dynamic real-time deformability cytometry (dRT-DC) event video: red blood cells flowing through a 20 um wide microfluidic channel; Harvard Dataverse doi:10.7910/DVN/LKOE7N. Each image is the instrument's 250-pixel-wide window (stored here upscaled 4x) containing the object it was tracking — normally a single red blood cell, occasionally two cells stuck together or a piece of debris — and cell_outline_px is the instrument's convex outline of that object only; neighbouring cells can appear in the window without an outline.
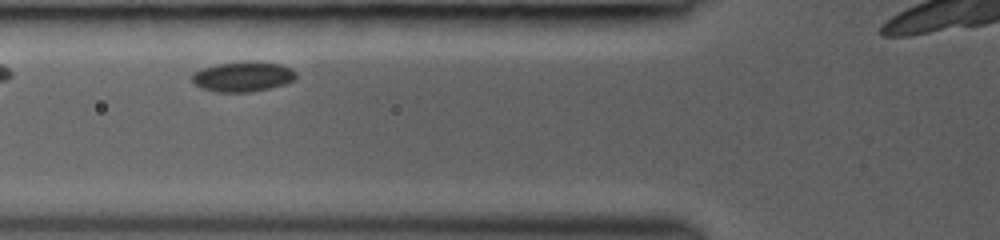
{"species": "common noctule bat (a hibernating species)", "species_latin": "Nyctalus noctula", "temperature_condition": "room temperature", "stored_images_in_passage": 6, "segment_of_instrument_passage": [1, 2], "camera_frame_rate_fps": 3000, "um_per_image_px": 0.085, "animal": {"sex": "female", "body_mass_g": 19.0, "forearm_length_mm": 53.3}, "frame": {"image": 1, "passage_image": 3, "time_ms": 0.667, "image_size_px": [1000, 240], "cell_outline_px": [[296, 80], [284, 84], [252, 92], [216, 92], [204, 88], [196, 84], [192, 80], [192, 72], [216, 64], [248, 60], [252, 60], [280, 64], [292, 68], [296, 72]], "centroid_in_image_um": [20.68, 6.49], "position_along_channel_um": 105.1, "area_um2": 18.38}}
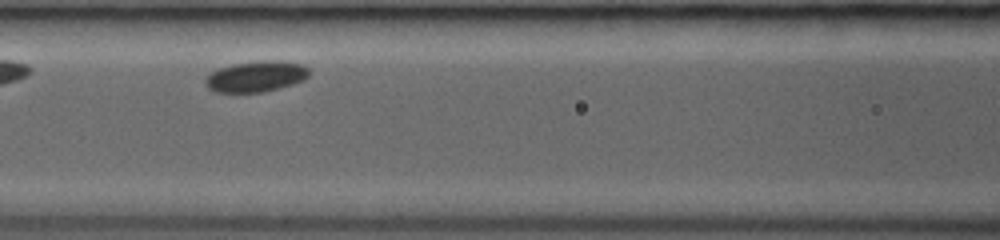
{"frame": {"image": 2, "passage_image": 4, "time_ms": 1.0, "image_size_px": [1000, 240], "cell_outline_px": [[308, 76], [304, 80], [280, 88], [264, 92], [212, 92], [204, 84], [204, 80], [212, 72], [220, 68], [232, 64], [264, 60], [272, 60], [304, 64], [308, 68]], "centroid_in_image_um": [21.75, 6.5], "position_along_channel_um": 144.8, "area_um2": 18.67}}